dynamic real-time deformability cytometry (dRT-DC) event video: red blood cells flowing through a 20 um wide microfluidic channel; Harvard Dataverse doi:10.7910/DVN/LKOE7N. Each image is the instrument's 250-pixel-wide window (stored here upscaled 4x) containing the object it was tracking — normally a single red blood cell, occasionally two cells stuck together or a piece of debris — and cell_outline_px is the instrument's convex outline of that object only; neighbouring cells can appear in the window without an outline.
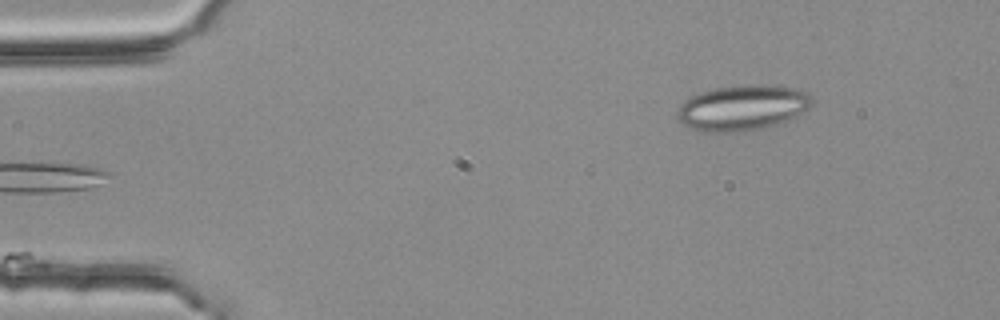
{"species": "common noctule bat (a hibernating species)", "species_latin": "Nyctalus noctula", "temperature_condition": "room temperature", "stored_images_in_passage": 3, "camera_frame_rate_fps": 3000, "um_per_image_px": 0.085, "animal": {"sex": "female", "body_mass_g": 25.1}, "frame": {"image": 1, "passage_image": 3, "time_ms": 0.667, "image_size_px": [1000, 320], "cell_outline_px": [[812, 104], [808, 108], [796, 116], [776, 124], [744, 132], [708, 132], [692, 128], [684, 124], [676, 116], [676, 112], [680, 104], [684, 100], [700, 92], [716, 88], [748, 84], [760, 84], [796, 88], [812, 96]], "centroid_in_image_um": [63.09, 9.15], "position_along_channel_um": 21.9, "area_um2": 35.55}}